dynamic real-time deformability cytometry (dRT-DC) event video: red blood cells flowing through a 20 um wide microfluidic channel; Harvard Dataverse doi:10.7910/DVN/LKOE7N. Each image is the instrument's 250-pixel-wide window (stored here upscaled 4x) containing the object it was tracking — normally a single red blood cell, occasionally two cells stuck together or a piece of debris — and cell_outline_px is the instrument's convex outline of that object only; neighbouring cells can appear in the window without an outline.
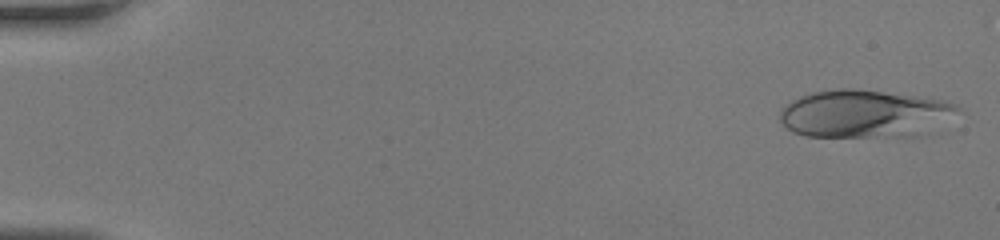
{"species": "human", "species_latin": "Homo sapiens", "temperature_condition": "room temperature", "stored_images_in_passage": 49, "camera_frame_rate_fps": 3000, "um_per_image_px": 0.085, "donor": {"sex": "female"}, "frame": {"image": 1, "passage_image": 2, "time_ms": 0.333, "image_size_px": [1000, 240], "cell_outline_px": [[960, 108], [868, 136], [808, 136], [792, 132], [780, 120], [780, 108], [792, 100], [800, 96], [812, 92], [840, 88], [856, 88], [940, 100], [956, 104]], "centroid_in_image_um": [72.83, 9.53], "position_along_channel_um": 12.2, "area_um2": 43.35}}
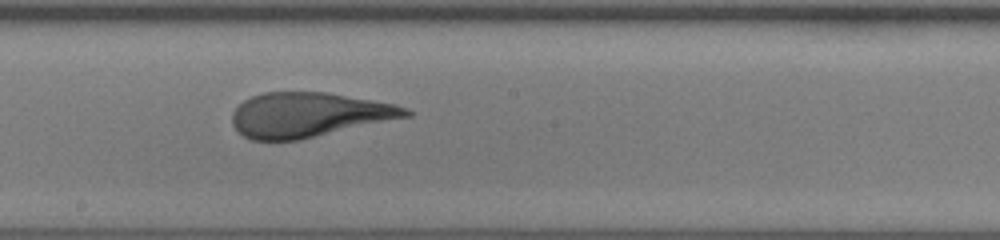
{"frame": {"image": 2, "passage_image": 29, "time_ms": 9.333, "image_size_px": [1000, 240], "cell_outline_px": [[412, 116], [300, 140], [252, 140], [244, 136], [232, 124], [232, 112], [244, 100], [252, 96], [264, 92], [328, 92], [396, 104], [408, 108], [412, 112]], "centroid_in_image_um": [26.28, 9.76], "position_along_channel_um": 221.9, "area_um2": 45.32}}
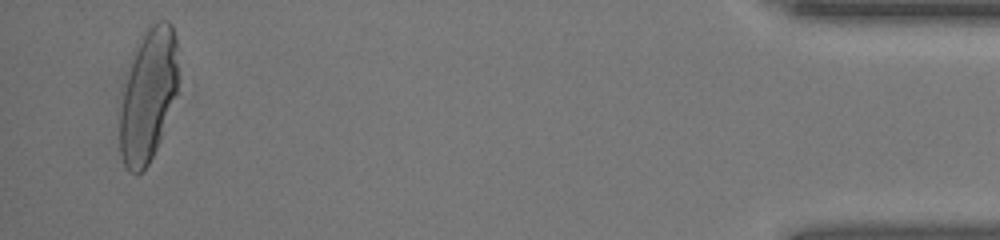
{"frame": {"image": 3, "passage_image": 48, "time_ms": 15.667, "image_size_px": [1000, 240], "cell_outline_px": [[176, 92], [160, 140], [148, 164], [140, 172], [128, 172], [120, 156], [120, 112], [124, 88], [132, 52], [136, 40], [148, 24], [156, 20], [168, 20], [172, 24], [176, 36]], "centroid_in_image_um": [12.56, 8.0], "position_along_channel_um": 422.6, "area_um2": 45.14}}